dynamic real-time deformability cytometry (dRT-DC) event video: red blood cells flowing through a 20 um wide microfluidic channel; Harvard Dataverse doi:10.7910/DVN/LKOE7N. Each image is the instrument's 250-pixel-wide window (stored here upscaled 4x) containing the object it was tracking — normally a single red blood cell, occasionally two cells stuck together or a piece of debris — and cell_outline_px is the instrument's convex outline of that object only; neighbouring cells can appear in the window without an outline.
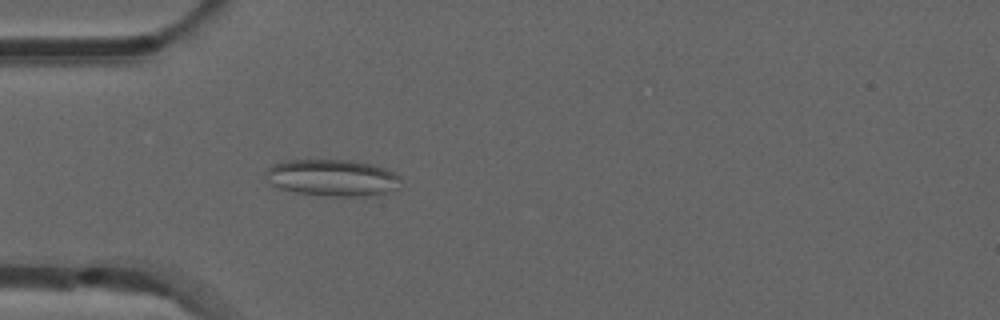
{"species": "common noctule bat (a hibernating species)", "species_latin": "Nyctalus noctula", "temperature_condition": "room temperature", "stored_images_in_passage": 47, "camera_frame_rate_fps": 3000, "um_per_image_px": 0.085, "animal": {"sex": "male", "forearm_length_mm": 52.5}, "frame": {"image": 1, "passage_image": 10, "time_ms": 3.0, "image_size_px": [1000, 320], "cell_outline_px": [[400, 180], [396, 188], [388, 192], [364, 196], [332, 196], [296, 192], [280, 188], [268, 184], [264, 172], [272, 164], [284, 160], [352, 160], [372, 164], [396, 172], [400, 176]], "centroid_in_image_um": [28.21, 15.09], "position_along_channel_um": 56.8, "area_um2": 29.02}}
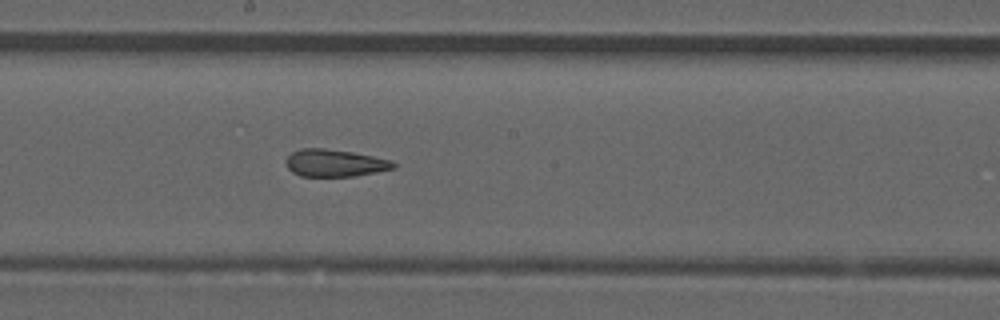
{"frame": {"image": 2, "passage_image": 23, "time_ms": 7.333, "image_size_px": [1000, 320], "cell_outline_px": [[396, 168], [376, 172], [352, 176], [300, 176], [292, 172], [284, 164], [284, 160], [292, 152], [300, 148], [324, 148], [352, 152], [392, 160], [396, 164]], "centroid_in_image_um": [28.42, 13.85], "position_along_channel_um": 219.8, "area_um2": 17.17}}
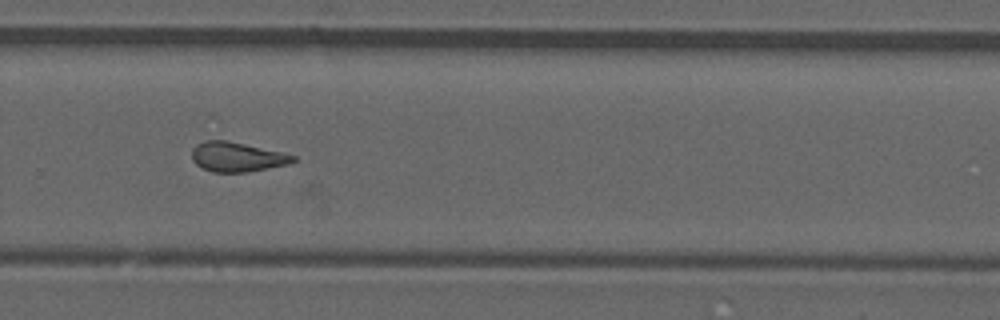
{"frame": {"image": 3, "passage_image": 30, "time_ms": 9.667, "image_size_px": [1000, 320], "cell_outline_px": [[296, 160], [288, 164], [248, 172], [212, 172], [196, 164], [192, 160], [192, 148], [196, 144], [204, 140], [228, 140], [284, 152], [296, 156]], "centroid_in_image_um": [20.15, 13.32], "position_along_channel_um": 309.7, "area_um2": 17.63}, "authors_computed_cell_mechanics": {"area_um2": 18.207, "velocity_mm_per_s": 3.8643, "shape_relaxation_time_tau1_ms": null, "shape_relaxation_time_tau2_ms": 2.2827, "deformation_change_tau1": null, "deformation_change_tau2": 0.1149}}